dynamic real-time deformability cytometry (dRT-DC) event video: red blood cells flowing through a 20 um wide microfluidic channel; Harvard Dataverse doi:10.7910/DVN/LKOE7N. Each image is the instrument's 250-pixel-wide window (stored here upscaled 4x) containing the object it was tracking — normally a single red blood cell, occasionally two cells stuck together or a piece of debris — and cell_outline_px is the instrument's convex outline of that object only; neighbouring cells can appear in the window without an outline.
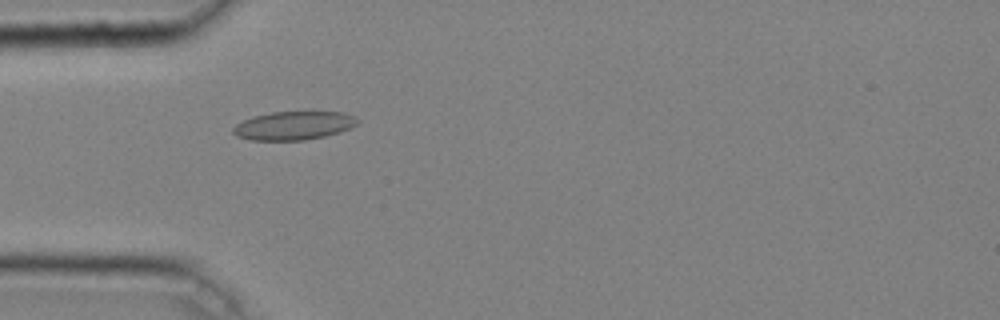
{"species": "common noctule bat (a hibernating species)", "species_latin": "Nyctalus noctula", "temperature_condition": "cold", "stored_images_in_passage": 44, "camera_frame_rate_fps": 3000, "um_per_image_px": 0.085, "animal": {"sex": "male", "body_mass_g": 20.4}, "frame": {"image": 1, "passage_image": 15, "time_ms": 4.667, "image_size_px": [1000, 320], "cell_outline_px": [[360, 120], [356, 124], [340, 132], [324, 136], [304, 140], [252, 140], [236, 136], [232, 132], [232, 128], [236, 124], [252, 116], [272, 112], [312, 108], [344, 112], [356, 116]], "centroid_in_image_um": [25.02, 10.61], "position_along_channel_um": 60.0, "area_um2": 21.68}}
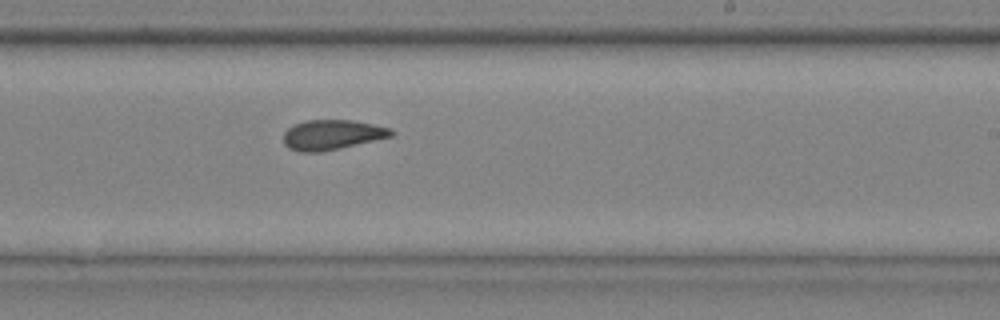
{"frame": {"image": 2, "passage_image": 30, "time_ms": 9.667, "image_size_px": [1000, 320], "cell_outline_px": [[396, 132], [392, 136], [340, 148], [320, 152], [300, 152], [288, 148], [284, 144], [284, 132], [292, 124], [308, 120], [352, 120], [392, 128]], "centroid_in_image_um": [28.22, 11.45], "position_along_channel_um": 260.8, "area_um2": 18.84}}
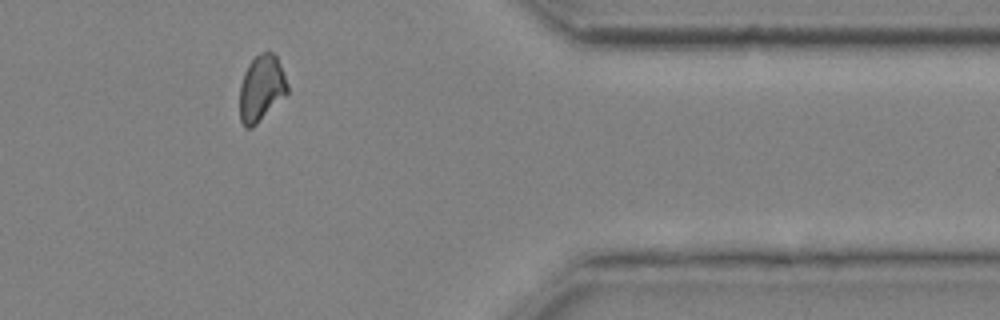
{"frame": {"image": 3, "passage_image": 41, "time_ms": 13.333, "image_size_px": [1000, 320], "cell_outline_px": [[288, 92], [252, 128], [244, 128], [240, 120], [240, 84], [244, 72], [248, 64], [260, 52], [272, 52], [276, 56], [288, 84]], "centroid_in_image_um": [22.19, 7.5], "position_along_channel_um": 389.2, "area_um2": 18.21}, "authors_computed_cell_mechanics": {"area_um2": 19.1896, "velocity_mm_per_s": 4.0628, "shape_relaxation_time_tau1_ms": null, "shape_relaxation_time_tau2_ms": 7.0981, "deformation_change_tau1": null, "deformation_change_tau2": 0.1058}}